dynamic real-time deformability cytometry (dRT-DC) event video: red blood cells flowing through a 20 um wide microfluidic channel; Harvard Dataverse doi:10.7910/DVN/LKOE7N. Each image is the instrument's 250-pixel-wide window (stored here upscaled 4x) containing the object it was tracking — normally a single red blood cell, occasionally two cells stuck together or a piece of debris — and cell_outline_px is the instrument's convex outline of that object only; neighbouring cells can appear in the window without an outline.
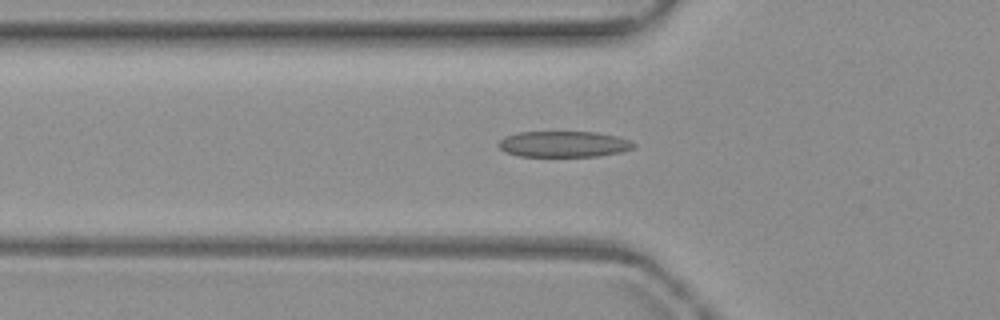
{"species": "common noctule bat (a hibernating species)", "species_latin": "Nyctalus noctula", "temperature_condition": "warm", "stored_images_in_passage": 5, "camera_frame_rate_fps": 3000, "um_per_image_px": 0.085, "animal": {"sex": "female", "body_mass_g": 19.3, "forearm_length_mm": 54.1}, "frame": {"image": 1, "passage_image": 5, "time_ms": 6.0, "image_size_px": [1000, 320], "cell_outline_px": [[636, 148], [624, 152], [600, 156], [520, 156], [504, 152], [496, 144], [504, 136], [516, 132], [596, 132], [616, 136], [632, 140], [636, 144]], "centroid_in_image_um": [47.95, 12.25], "position_along_channel_um": 77.9, "area_um2": 20.81}}